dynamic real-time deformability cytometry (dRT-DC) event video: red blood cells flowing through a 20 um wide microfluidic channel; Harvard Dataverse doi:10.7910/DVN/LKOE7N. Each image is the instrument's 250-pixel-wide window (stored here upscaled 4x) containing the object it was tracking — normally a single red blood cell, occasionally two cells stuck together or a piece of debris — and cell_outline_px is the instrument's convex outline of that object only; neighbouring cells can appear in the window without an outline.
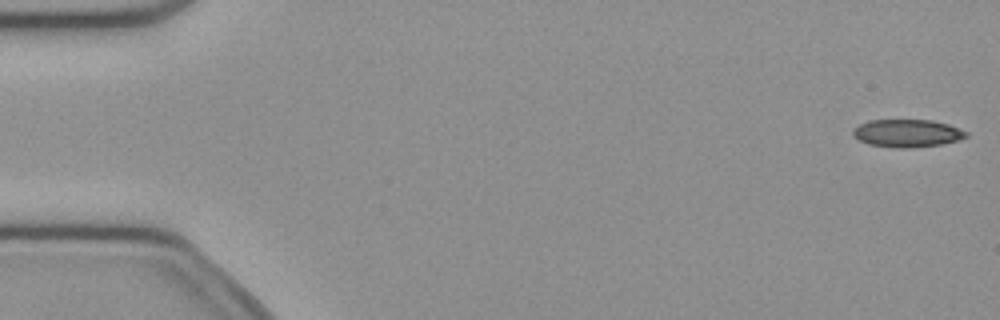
{"species": "common noctule bat (a hibernating species)", "species_latin": "Nyctalus noctula", "temperature_condition": "cold", "stored_images_in_passage": 52, "camera_frame_rate_fps": 3000, "um_per_image_px": 0.085, "animal": {"sex": "female", "body_mass_g": 21.9}, "frame": {"image": 1, "passage_image": 1, "time_ms": 0.0, "image_size_px": [1000, 320], "cell_outline_px": [[968, 136], [960, 140], [940, 144], [912, 148], [896, 148], [868, 144], [852, 136], [852, 132], [860, 124], [868, 120], [932, 120], [948, 124], [968, 132]], "centroid_in_image_um": [77.12, 11.33], "position_along_channel_um": 7.9, "area_um2": 18.32}}
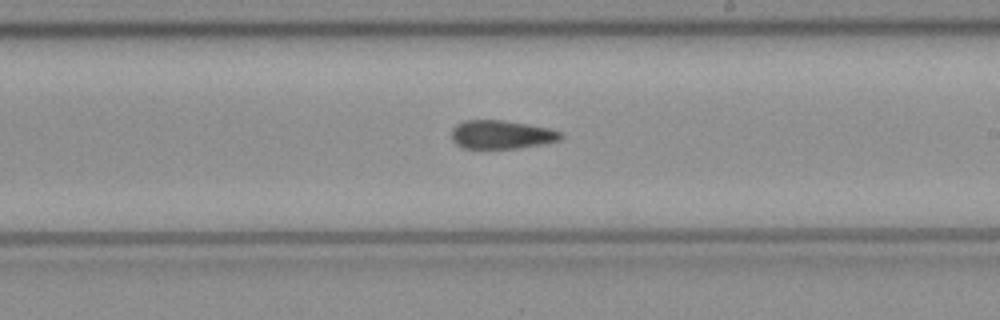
{"frame": {"image": 2, "passage_image": 30, "time_ms": 9.667, "image_size_px": [1000, 320], "cell_outline_px": [[564, 136], [560, 140], [540, 144], [516, 148], [460, 148], [452, 140], [452, 128], [456, 124], [464, 120], [504, 120], [528, 124], [548, 128], [564, 132]], "centroid_in_image_um": [42.62, 11.43], "position_along_channel_um": 246.4, "area_um2": 18.26}}
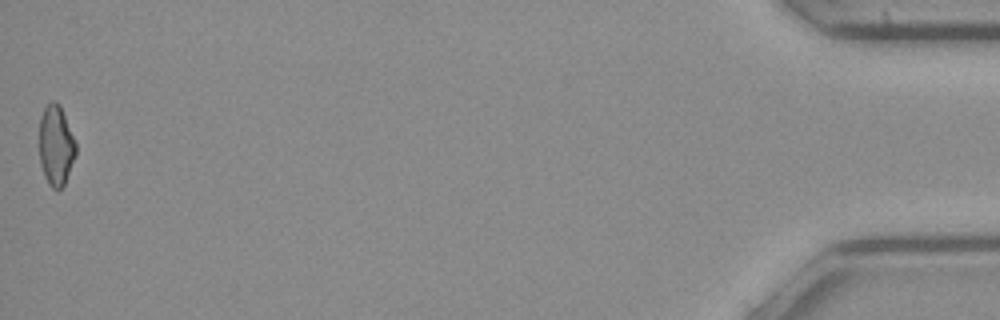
{"frame": {"image": 3, "passage_image": 52, "time_ms": 17.0, "image_size_px": [1000, 320], "cell_outline_px": [[76, 156], [64, 184], [60, 188], [52, 188], [48, 184], [44, 176], [40, 164], [40, 116], [44, 108], [52, 100], [56, 100], [60, 104], [76, 144]], "centroid_in_image_um": [4.75, 12.35], "position_along_channel_um": 430.4, "area_um2": 17.05}, "authors_computed_cell_mechanics": {"area_um2": 18.8717, "velocity_mm_per_s": 3.9056, "shape_relaxation_time_tau1_ms": 7.2944, "shape_relaxation_time_tau2_ms": 4.5214, "deformation_change_tau1": 0.1509, "deformation_change_tau2": 0.14}}